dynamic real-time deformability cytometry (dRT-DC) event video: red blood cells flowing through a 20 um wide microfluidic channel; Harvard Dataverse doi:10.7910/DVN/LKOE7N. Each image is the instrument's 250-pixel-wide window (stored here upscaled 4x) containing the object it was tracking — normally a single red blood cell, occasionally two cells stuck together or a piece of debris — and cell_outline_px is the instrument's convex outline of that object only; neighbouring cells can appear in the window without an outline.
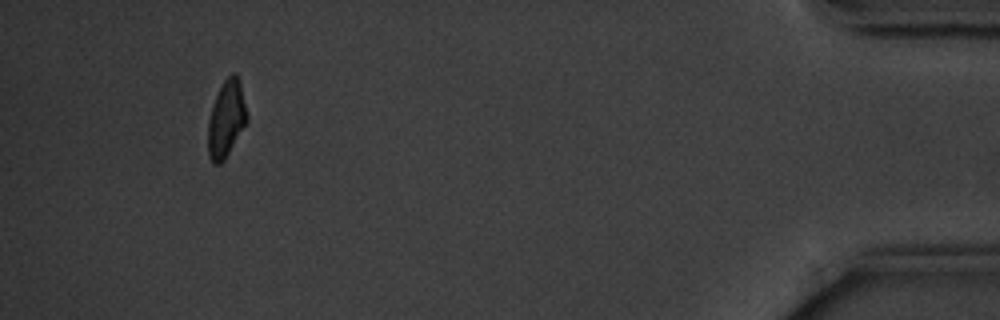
{"species": "common noctule bat (a hibernating species)", "species_latin": "Nyctalus noctula", "temperature_condition": "cold", "stored_images_in_passage": 15, "camera_frame_rate_fps": 3000, "um_per_image_px": 0.085, "animal": {"sex": "male", "body_mass_g": 20.1, "forearm_length_mm": 53.5}, "frame": {"image": 1, "passage_image": 15, "time_ms": 18.333, "image_size_px": [1000, 320], "cell_outline_px": [[248, 120], [224, 160], [220, 164], [212, 164], [208, 156], [208, 120], [212, 104], [224, 80], [232, 72], [236, 72], [240, 80], [248, 116]], "centroid_in_image_um": [19.23, 10.1], "position_along_channel_um": 416.0, "area_um2": 17.51}, "authors_computed_cell_mechanics": {"area_um2": 18.8428, "velocity_mm_per_s": 3.5257, "shape_relaxation_time_tau1_ms": 3.2525, "shape_relaxation_time_tau2_ms": null, "deformation_change_tau1": 0.1208, "deformation_change_tau2": null}}